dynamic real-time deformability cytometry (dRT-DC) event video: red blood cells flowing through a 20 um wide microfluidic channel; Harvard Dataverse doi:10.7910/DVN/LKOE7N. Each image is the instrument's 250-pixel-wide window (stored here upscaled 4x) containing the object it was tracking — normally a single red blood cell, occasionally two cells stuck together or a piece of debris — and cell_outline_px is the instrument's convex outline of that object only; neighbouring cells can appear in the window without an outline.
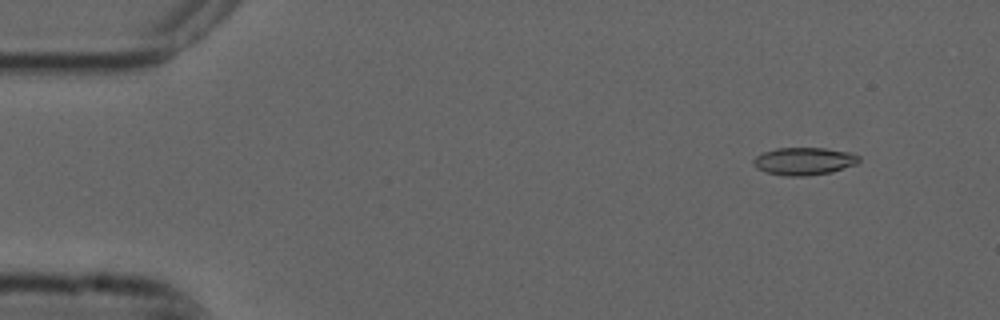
{"species": "common noctule bat (a hibernating species)", "species_latin": "Nyctalus noctula", "temperature_condition": "cold", "stored_images_in_passage": 2, "camera_frame_rate_fps": 3000, "um_per_image_px": 0.085, "animal": {"sex": "male", "forearm_length_mm": 52.5}, "frame": {"image": 1, "passage_image": 2, "time_ms": 0.333, "image_size_px": [1000, 320], "cell_outline_px": [[860, 160], [856, 164], [832, 172], [804, 176], [784, 176], [768, 172], [756, 168], [752, 160], [756, 156], [764, 152], [776, 148], [824, 148], [852, 152], [860, 156]], "centroid_in_image_um": [68.37, 13.69], "position_along_channel_um": 16.6, "area_um2": 16.99}}